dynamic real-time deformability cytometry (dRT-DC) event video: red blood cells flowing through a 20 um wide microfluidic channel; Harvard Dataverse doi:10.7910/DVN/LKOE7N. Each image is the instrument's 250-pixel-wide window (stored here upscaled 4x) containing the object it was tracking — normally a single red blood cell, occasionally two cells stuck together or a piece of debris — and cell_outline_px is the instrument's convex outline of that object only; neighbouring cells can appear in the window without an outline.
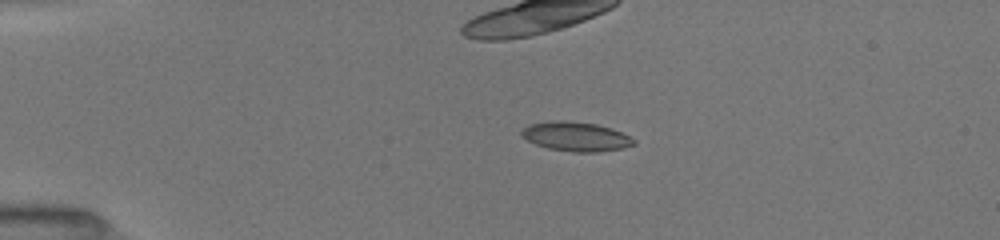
{"species": "common noctule bat (a hibernating species)", "species_latin": "Nyctalus noctula", "temperature_condition": "room temperature", "stored_images_in_passage": 34, "camera_frame_rate_fps": 3000, "um_per_image_px": 0.085, "animal": {"sex": "female", "body_mass_g": 19.5, "forearm_length_mm": 54.1}, "frame": {"image": 1, "passage_image": 1, "time_ms": 0.0, "image_size_px": [1000, 240], "cell_outline_px": [[636, 144], [624, 148], [596, 152], [572, 152], [548, 148], [536, 144], [520, 136], [520, 132], [528, 124], [556, 120], [564, 120], [596, 124], [620, 132], [636, 140]], "centroid_in_image_um": [48.93, 11.61], "position_along_channel_um": 36.1, "area_um2": 19.07}}